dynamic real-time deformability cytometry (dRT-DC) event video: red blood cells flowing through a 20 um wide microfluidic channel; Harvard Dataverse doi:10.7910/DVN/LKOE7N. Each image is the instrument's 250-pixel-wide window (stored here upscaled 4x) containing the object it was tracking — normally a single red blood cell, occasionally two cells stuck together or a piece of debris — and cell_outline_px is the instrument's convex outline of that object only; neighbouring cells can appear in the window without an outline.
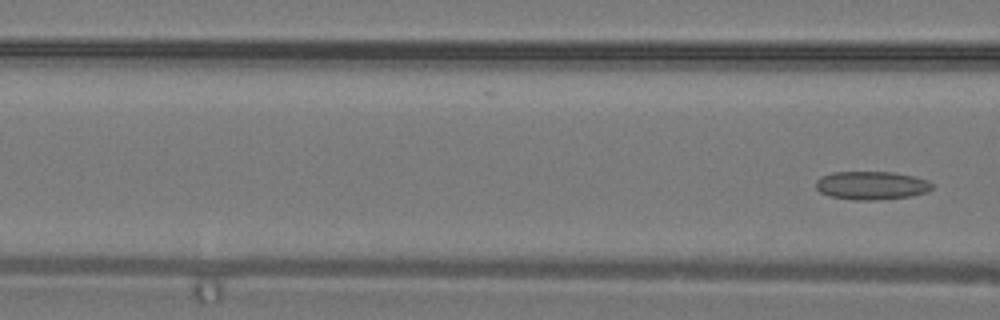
{"species": "common noctule bat (a hibernating species)", "species_latin": "Nyctalus noctula", "temperature_condition": "warm", "stored_images_in_passage": 5, "camera_frame_rate_fps": 3000, "um_per_image_px": 0.085, "animal": {"sex": "male", "body_mass_g": 19.2, "forearm_length_mm": 51.8}, "frame": {"image": 1, "passage_image": 5, "time_ms": 1.333, "image_size_px": [1000, 320], "cell_outline_px": [[932, 188], [928, 192], [912, 196], [876, 200], [856, 200], [828, 196], [820, 192], [816, 188], [816, 180], [820, 176], [832, 172], [896, 172], [916, 176], [928, 180], [932, 184]], "centroid_in_image_um": [74.08, 15.76], "position_along_channel_um": 92.5, "area_um2": 19.48}}